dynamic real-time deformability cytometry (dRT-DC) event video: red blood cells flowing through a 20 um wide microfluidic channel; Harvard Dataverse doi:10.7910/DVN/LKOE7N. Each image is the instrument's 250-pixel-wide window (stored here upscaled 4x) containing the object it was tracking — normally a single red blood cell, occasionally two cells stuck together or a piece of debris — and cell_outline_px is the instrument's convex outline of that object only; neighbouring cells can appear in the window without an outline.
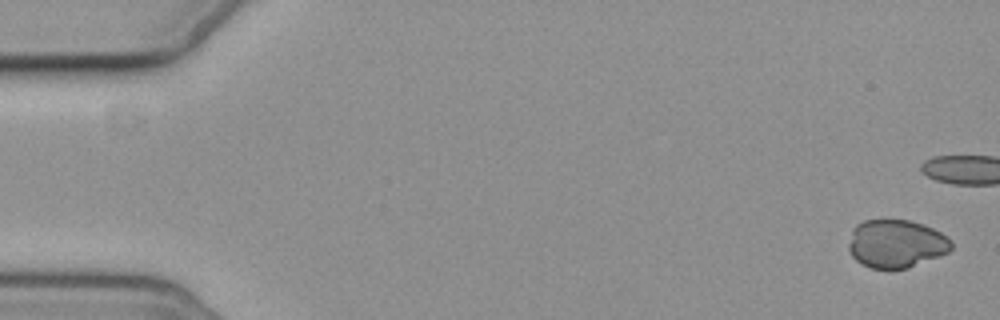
{"species": "common noctule bat (a hibernating species)", "species_latin": "Nyctalus noctula", "temperature_condition": "cold", "stored_images_in_passage": 16, "camera_frame_rate_fps": 3000, "um_per_image_px": 0.085, "animal": {"sex": "female", "body_mass_g": 19.3, "forearm_length_mm": 54.1}, "frame": {"image": 1, "passage_image": 1, "time_ms": 0.0, "image_size_px": [1000, 320], "cell_outline_px": [[952, 248], [948, 252], [940, 256], [908, 268], [888, 272], [872, 268], [860, 264], [852, 256], [848, 248], [848, 244], [852, 228], [856, 224], [864, 220], [908, 220], [924, 224], [948, 236], [952, 244]], "centroid_in_image_um": [76.15, 20.75], "position_along_channel_um": 8.9, "area_um2": 29.48}}
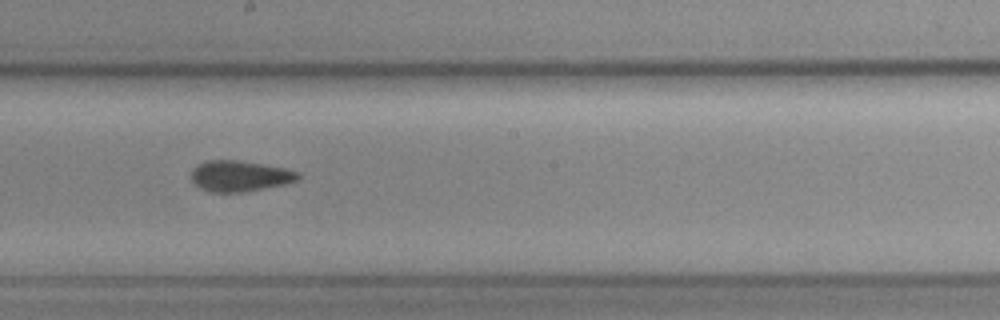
{"frame": {"image": 2, "passage_image": 10, "time_ms": 11.333, "image_size_px": [1000, 320], "cell_outline_px": [[300, 176], [296, 180], [284, 184], [264, 188], [240, 192], [212, 192], [200, 188], [192, 180], [192, 168], [196, 164], [208, 160], [236, 160], [284, 168], [300, 172]], "centroid_in_image_um": [20.35, 14.95], "position_along_channel_um": 227.8, "area_um2": 18.96}}
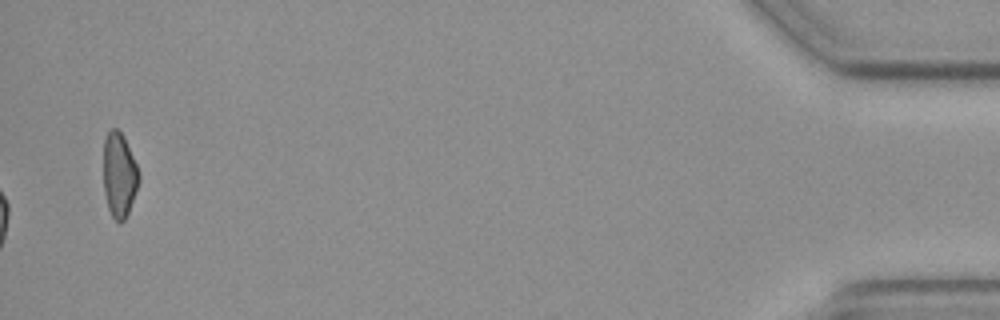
{"frame": {"image": 3, "passage_image": 16, "time_ms": 19.333, "image_size_px": [1000, 320], "cell_outline_px": [[140, 180], [128, 212], [124, 220], [120, 224], [112, 216], [108, 208], [104, 192], [104, 136], [112, 128], [116, 128], [124, 136], [136, 164], [140, 176]], "centroid_in_image_um": [10.13, 14.86], "position_along_channel_um": 425.1, "area_um2": 17.4}, "authors_computed_cell_mechanics": {"area_um2": 19.5942, "velocity_mm_per_s": 3.6435, "shape_relaxation_time_tau1_ms": null, "shape_relaxation_time_tau2_ms": 4.7025, "deformation_change_tau1": null, "deformation_change_tau2": 0.0857}}